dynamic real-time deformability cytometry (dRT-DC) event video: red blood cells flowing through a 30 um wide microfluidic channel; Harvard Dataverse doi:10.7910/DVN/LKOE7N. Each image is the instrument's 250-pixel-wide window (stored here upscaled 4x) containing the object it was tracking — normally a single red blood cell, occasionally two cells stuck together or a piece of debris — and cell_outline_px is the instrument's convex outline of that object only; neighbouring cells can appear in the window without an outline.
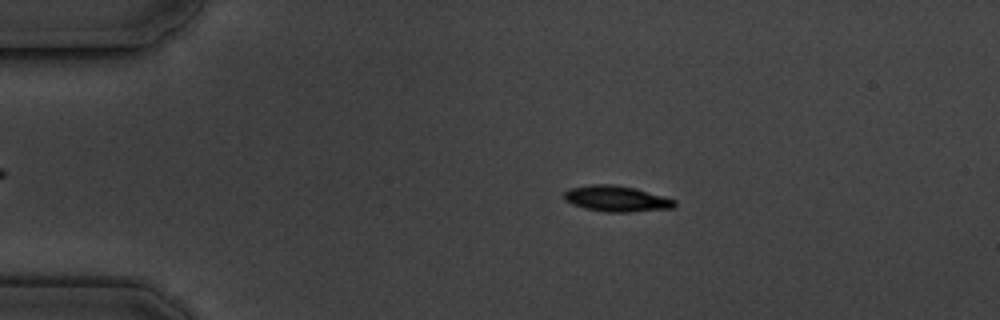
{"species": "common noctule bat (a hibernating species)", "species_latin": "Nyctalus noctula", "temperature_condition": "cold", "stored_images_in_passage": 8, "camera_frame_rate_fps": 3000, "um_per_image_px": 0.085, "animal": {"sex": "male", "body_mass_g": 19.5, "forearm_length_mm": 54.6}, "frame": {"image": 1, "passage_image": 3, "time_ms": 2.333, "image_size_px": [1000, 320], "cell_outline_px": [[676, 204], [672, 208], [628, 212], [604, 212], [584, 208], [572, 204], [564, 200], [564, 192], [568, 188], [592, 184], [612, 184], [636, 188], [676, 200]], "centroid_in_image_um": [52.36, 16.88], "position_along_channel_um": 32.6, "area_um2": 16.7}}
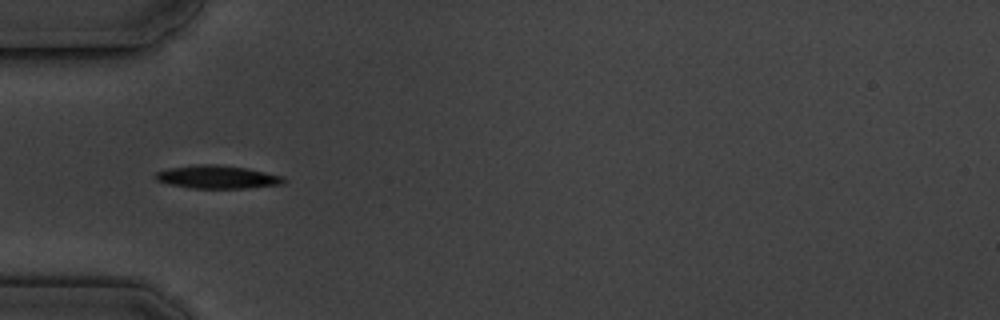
{"frame": {"image": 2, "passage_image": 5, "time_ms": 4.667, "image_size_px": [1000, 320], "cell_outline_px": [[288, 180], [284, 184], [248, 188], [188, 188], [168, 184], [156, 180], [156, 172], [168, 168], [196, 164], [216, 164], [244, 168], [284, 176]], "centroid_in_image_um": [18.49, 15.05], "position_along_channel_um": 66.5, "area_um2": 17.34}}